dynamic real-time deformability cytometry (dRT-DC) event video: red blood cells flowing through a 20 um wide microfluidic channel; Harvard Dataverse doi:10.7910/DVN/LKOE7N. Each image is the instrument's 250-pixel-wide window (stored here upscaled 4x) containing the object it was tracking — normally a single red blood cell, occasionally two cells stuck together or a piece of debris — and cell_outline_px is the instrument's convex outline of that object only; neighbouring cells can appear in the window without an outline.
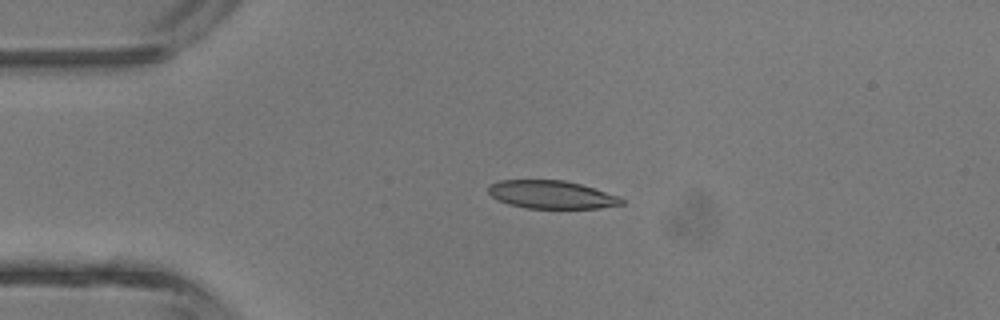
{"species": "common noctule bat (a hibernating species)", "species_latin": "Nyctalus noctula", "temperature_condition": "room temperature", "stored_images_in_passage": 4, "camera_frame_rate_fps": 3000, "um_per_image_px": 0.085, "animal": {"sex": "male", "body_mass_g": 13.3}, "frame": {"image": 1, "passage_image": 3, "time_ms": 3.0, "image_size_px": [1000, 320], "cell_outline_px": [[624, 204], [600, 208], [528, 208], [508, 204], [492, 196], [488, 192], [488, 184], [500, 180], [564, 180], [580, 184], [620, 196], [624, 200]], "centroid_in_image_um": [46.89, 16.54], "position_along_channel_um": 38.1, "area_um2": 21.73}}